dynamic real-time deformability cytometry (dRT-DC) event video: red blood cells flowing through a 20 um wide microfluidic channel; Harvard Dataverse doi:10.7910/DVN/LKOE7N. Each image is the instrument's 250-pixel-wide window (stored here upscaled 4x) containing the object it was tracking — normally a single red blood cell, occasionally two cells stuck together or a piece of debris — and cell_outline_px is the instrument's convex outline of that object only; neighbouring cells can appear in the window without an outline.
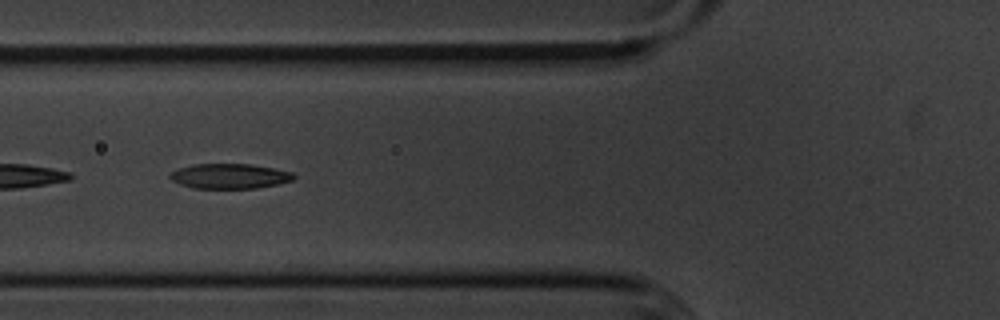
{"species": "common noctule bat (a hibernating species)", "species_latin": "Nyctalus noctula", "temperature_condition": "cold", "stored_images_in_passage": 40, "camera_frame_rate_fps": 3000, "um_per_image_px": 0.085, "animal": {"sex": "male", "body_mass_g": 20.1, "forearm_length_mm": 53.5}, "frame": {"image": 1, "passage_image": 5, "time_ms": 1.333, "image_size_px": [1000, 320], "cell_outline_px": [[296, 176], [292, 180], [276, 184], [256, 188], [192, 188], [180, 184], [172, 180], [168, 176], [172, 172], [180, 168], [192, 164], [248, 164], [272, 168], [292, 172]], "centroid_in_image_um": [19.5, 14.97], "position_along_channel_um": 106.3, "area_um2": 17.8}}
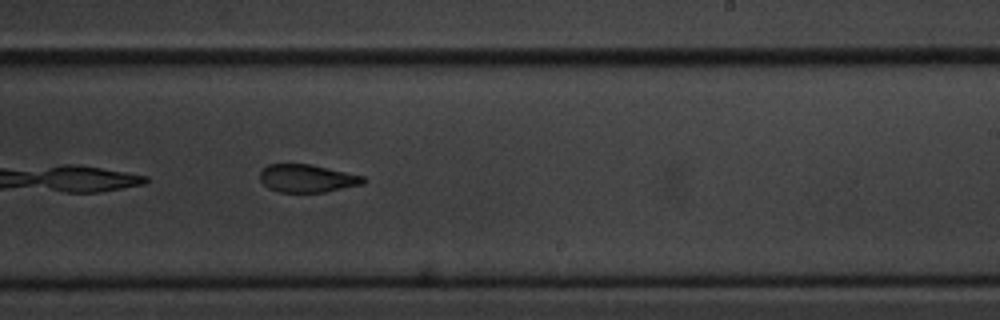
{"frame": {"image": 2, "passage_image": 18, "time_ms": 5.667, "image_size_px": [1000, 320], "cell_outline_px": [[368, 180], [364, 184], [324, 192], [280, 192], [268, 188], [260, 180], [260, 172], [268, 164], [312, 164], [364, 176]], "centroid_in_image_um": [26.14, 15.16], "position_along_channel_um": 262.9, "area_um2": 16.88}}
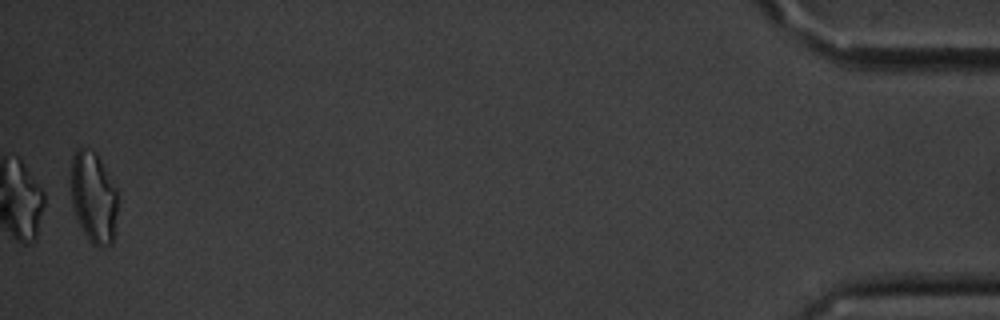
{"frame": {"image": 3, "passage_image": 39, "time_ms": 12.667, "image_size_px": [1000, 320], "cell_outline_px": [[120, 196], [112, 244], [100, 248], [92, 244], [88, 240], [76, 216], [72, 204], [68, 180], [72, 156], [76, 148], [84, 148], [96, 152], [116, 188]], "centroid_in_image_um": [7.94, 16.75], "position_along_channel_um": 427.3, "area_um2": 25.72}, "authors_computed_cell_mechanics": {"area_um2": 18.5538, "velocity_mm_per_s": 3.6151, "shape_relaxation_time_tau1_ms": 4.5002, "shape_relaxation_time_tau2_ms": 5.6014, "deformation_change_tau1": 0.1453, "deformation_change_tau2": 0.1427}}